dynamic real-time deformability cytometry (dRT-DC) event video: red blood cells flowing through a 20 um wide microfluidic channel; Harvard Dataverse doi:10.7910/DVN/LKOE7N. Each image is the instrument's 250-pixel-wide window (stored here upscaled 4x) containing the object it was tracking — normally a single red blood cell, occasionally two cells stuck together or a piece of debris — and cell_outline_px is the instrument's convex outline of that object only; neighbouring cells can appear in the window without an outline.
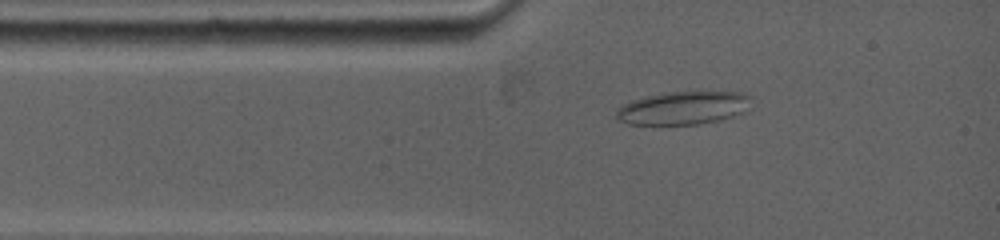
{"species": "common noctule bat (a hibernating species)", "species_latin": "Nyctalus noctula", "temperature_condition": "warm", "stored_images_in_passage": 10, "camera_frame_rate_fps": 5000, "um_per_image_px": 0.085, "animal": {"sex": "female", "body_mass_g": 19.0, "forearm_length_mm": 53.3}, "frame": {"image": 1, "passage_image": 2, "time_ms": 1.2, "image_size_px": [1000, 240], "cell_outline_px": [[752, 96], [744, 112], [720, 120], [700, 124], [628, 124], [620, 120], [616, 116], [616, 112], [620, 104], [644, 96], [668, 92], [740, 92]], "centroid_in_image_um": [58.05, 9.17], "position_along_channel_um": 27.0, "area_um2": 25.95}}
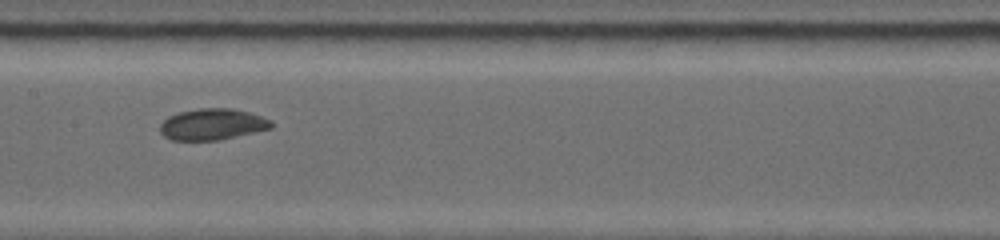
{"frame": {"image": 2, "passage_image": 6, "time_ms": 5.6, "image_size_px": [1000, 240], "cell_outline_px": [[272, 128], [220, 140], [172, 140], [164, 136], [160, 132], [160, 124], [168, 116], [180, 112], [200, 108], [232, 108], [248, 112], [272, 120]], "centroid_in_image_um": [18.04, 10.57], "position_along_channel_um": 189.4, "area_um2": 20.23}}
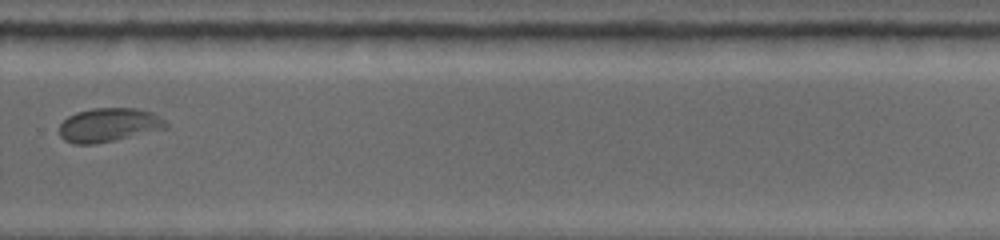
{"frame": {"image": 3, "passage_image": 9, "time_ms": 9.0, "image_size_px": [1000, 240], "cell_outline_px": [[168, 128], [96, 144], [72, 144], [64, 140], [60, 136], [60, 124], [68, 116], [76, 112], [92, 108], [136, 108], [152, 112], [160, 116], [168, 124]], "centroid_in_image_um": [9.25, 10.62], "position_along_channel_um": 320.6, "area_um2": 21.1}}